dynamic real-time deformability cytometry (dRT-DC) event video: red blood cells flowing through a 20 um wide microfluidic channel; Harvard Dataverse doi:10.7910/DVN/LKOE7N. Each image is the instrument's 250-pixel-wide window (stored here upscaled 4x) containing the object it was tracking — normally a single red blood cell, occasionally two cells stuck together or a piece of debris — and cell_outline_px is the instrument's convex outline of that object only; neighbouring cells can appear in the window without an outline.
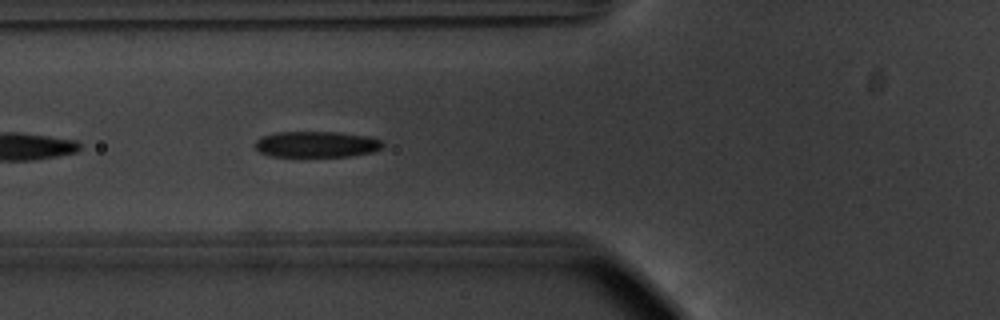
{"species": "common noctule bat (a hibernating species)", "species_latin": "Nyctalus noctula", "temperature_condition": "warm", "stored_images_in_passage": 11, "camera_frame_rate_fps": 3000, "um_per_image_px": 0.085, "animal": {"sex": "male", "body_mass_g": 20.1, "forearm_length_mm": 53.5}, "frame": {"image": 1, "passage_image": 5, "time_ms": 1.333, "image_size_px": [1000, 320], "cell_outline_px": [[384, 144], [380, 148], [372, 152], [352, 156], [272, 156], [260, 152], [256, 148], [256, 140], [264, 136], [276, 132], [336, 132], [368, 136], [380, 140]], "centroid_in_image_um": [26.92, 12.26], "position_along_channel_um": 98.9, "area_um2": 19.13}}